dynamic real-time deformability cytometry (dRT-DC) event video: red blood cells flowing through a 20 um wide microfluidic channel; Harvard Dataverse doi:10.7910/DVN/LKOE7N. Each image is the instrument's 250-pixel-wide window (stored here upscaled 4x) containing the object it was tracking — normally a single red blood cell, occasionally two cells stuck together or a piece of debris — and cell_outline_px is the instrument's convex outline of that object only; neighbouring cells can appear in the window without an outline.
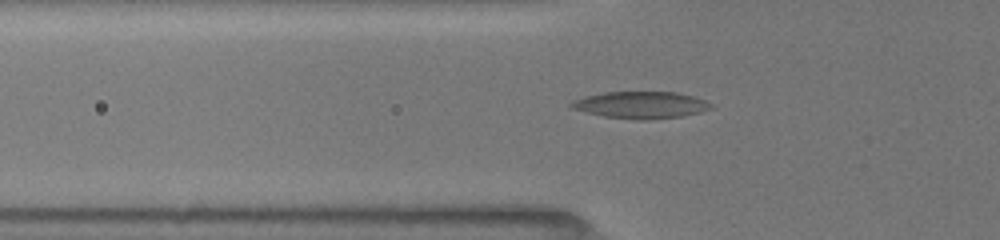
{"species": "common noctule bat (a hibernating species)", "species_latin": "Nyctalus noctula", "temperature_condition": "room temperature", "stored_images_in_passage": 36, "camera_frame_rate_fps": 3000, "um_per_image_px": 0.085, "animal": {"sex": "female", "body_mass_g": 19.5, "forearm_length_mm": 54.1}, "frame": {"image": 1, "passage_image": 2, "time_ms": 0.333, "image_size_px": [1000, 240], "cell_outline_px": [[712, 108], [700, 112], [684, 116], [648, 120], [636, 120], [604, 116], [572, 108], [568, 104], [572, 100], [584, 96], [604, 92], [676, 92], [692, 96], [704, 100], [712, 104]], "centroid_in_image_um": [54.46, 8.92], "position_along_channel_um": 71.3, "area_um2": 21.91}}
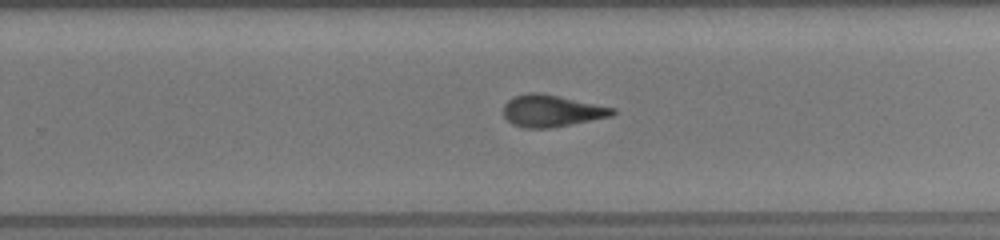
{"frame": {"image": 2, "passage_image": 18, "time_ms": 5.667, "image_size_px": [1000, 240], "cell_outline_px": [[616, 112], [612, 116], [548, 128], [524, 128], [512, 124], [504, 116], [504, 104], [512, 96], [528, 92], [544, 92], [616, 108]], "centroid_in_image_um": [46.88, 9.39], "position_along_channel_um": 282.9, "area_um2": 20.46}}
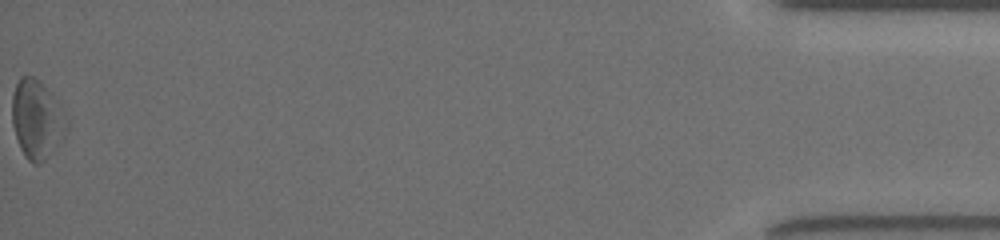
{"frame": {"image": 3, "passage_image": 36, "time_ms": 11.667, "image_size_px": [1000, 240], "cell_outline_px": [[64, 136], [44, 160], [40, 164], [32, 164], [24, 156], [20, 148], [12, 124], [12, 96], [16, 84], [20, 76], [32, 76], [48, 92]], "centroid_in_image_um": [2.94, 10.21], "position_along_channel_um": 432.3, "area_um2": 22.66}, "authors_computed_cell_mechanics": {"area_um2": 20.4901, "velocity_mm_per_s": 3.9865, "shape_relaxation_time_tau1_ms": 4.112, "shape_relaxation_time_tau2_ms": 2.3575, "deformation_change_tau1": 0.1633, "deformation_change_tau2": 0.1276}}